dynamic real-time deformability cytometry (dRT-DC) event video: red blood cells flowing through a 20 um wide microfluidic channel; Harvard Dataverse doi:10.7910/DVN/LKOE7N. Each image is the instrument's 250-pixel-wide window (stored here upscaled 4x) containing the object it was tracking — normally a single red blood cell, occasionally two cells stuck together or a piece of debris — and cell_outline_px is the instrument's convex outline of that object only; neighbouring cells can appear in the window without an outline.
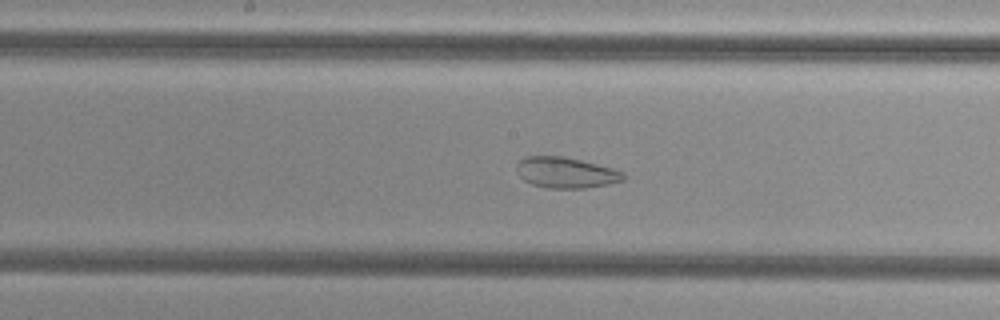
{"species": "common noctule bat (a hibernating species)", "species_latin": "Nyctalus noctula", "temperature_condition": "cold", "stored_images_in_passage": 39, "camera_frame_rate_fps": 3000, "um_per_image_px": 0.085, "animal": {"sex": "female", "body_mass_g": 29.2, "forearm_length_mm": 56.3}, "frame": {"image": 1, "passage_image": 13, "time_ms": 4.0, "image_size_px": [1000, 320], "cell_outline_px": [[624, 180], [608, 184], [584, 188], [548, 188], [532, 184], [524, 180], [516, 172], [516, 164], [524, 156], [560, 156], [580, 160], [612, 168], [624, 172]], "centroid_in_image_um": [48.07, 14.67], "position_along_channel_um": 200.1, "area_um2": 19.07}}
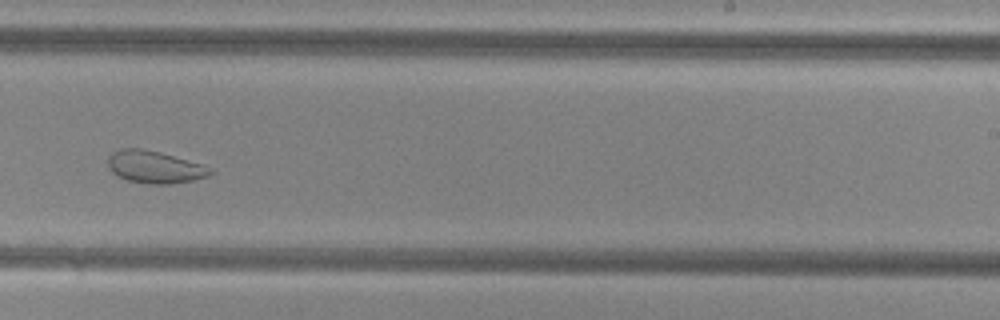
{"frame": {"image": 2, "passage_image": 19, "time_ms": 6.0, "image_size_px": [1000, 320], "cell_outline_px": [[216, 172], [208, 176], [192, 180], [172, 184], [148, 184], [128, 180], [112, 172], [108, 168], [108, 156], [112, 152], [120, 148], [140, 148], [160, 152], [204, 164]], "centroid_in_image_um": [13.17, 14.19], "position_along_channel_um": 275.8, "area_um2": 19.42}}
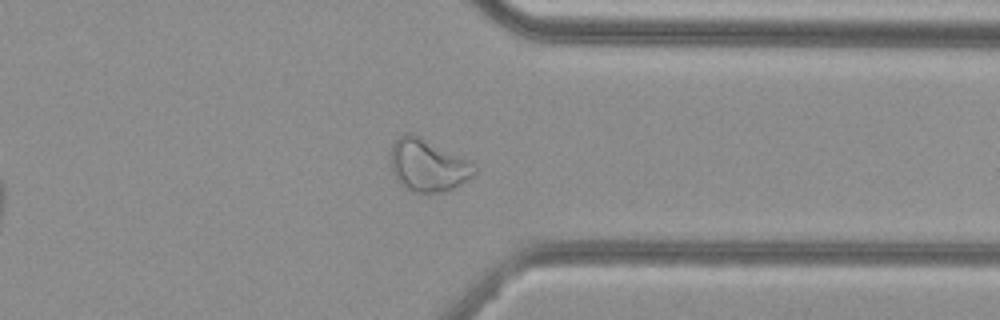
{"frame": {"image": 3, "passage_image": 27, "time_ms": 8.667, "image_size_px": [1000, 320], "cell_outline_px": [[476, 172], [468, 180], [444, 192], [412, 192], [400, 184], [392, 172], [392, 144], [404, 132], [412, 132], [472, 160], [476, 168]], "centroid_in_image_um": [36.4, 14.02], "position_along_channel_um": 375.0, "area_um2": 25.78}, "authors_computed_cell_mechanics": {"area_um2": 24.1026, "velocity_mm_per_s": 3.7987, "shape_relaxation_time_tau1_ms": null, "shape_relaxation_time_tau2_ms": 1.5521, "deformation_change_tau1": null, "deformation_change_tau2": 0.0721}}